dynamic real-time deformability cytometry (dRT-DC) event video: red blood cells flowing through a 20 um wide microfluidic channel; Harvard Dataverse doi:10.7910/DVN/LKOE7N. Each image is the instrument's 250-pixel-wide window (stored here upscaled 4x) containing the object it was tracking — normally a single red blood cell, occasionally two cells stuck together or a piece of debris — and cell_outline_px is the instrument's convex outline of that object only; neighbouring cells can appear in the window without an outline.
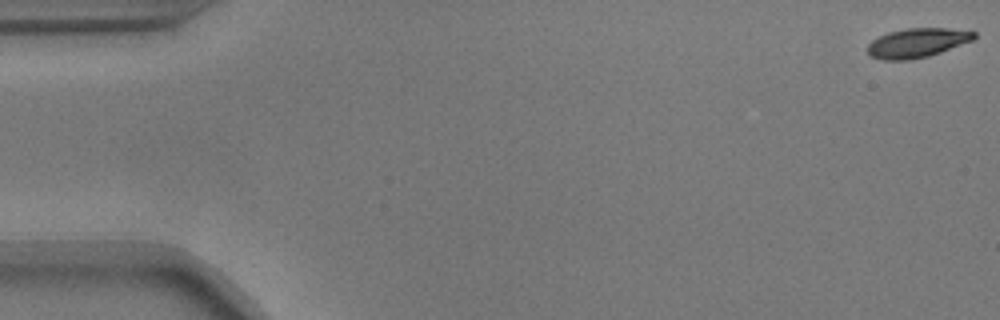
{"species": "common noctule bat (a hibernating species)", "species_latin": "Nyctalus noctula", "temperature_condition": "warm", "stored_images_in_passage": 3, "camera_frame_rate_fps": 3000, "um_per_image_px": 0.085, "animal": {"sex": "male", "body_mass_g": 17.9}, "frame": {"image": 1, "passage_image": 3, "time_ms": 0.667, "image_size_px": [1000, 320], "cell_outline_px": [[976, 36], [972, 40], [940, 52], [928, 56], [912, 60], [880, 60], [868, 56], [868, 44], [872, 40], [888, 32], [908, 28], [948, 28], [976, 32]], "centroid_in_image_um": [77.91, 3.65], "position_along_channel_um": 7.1, "area_um2": 18.15}}